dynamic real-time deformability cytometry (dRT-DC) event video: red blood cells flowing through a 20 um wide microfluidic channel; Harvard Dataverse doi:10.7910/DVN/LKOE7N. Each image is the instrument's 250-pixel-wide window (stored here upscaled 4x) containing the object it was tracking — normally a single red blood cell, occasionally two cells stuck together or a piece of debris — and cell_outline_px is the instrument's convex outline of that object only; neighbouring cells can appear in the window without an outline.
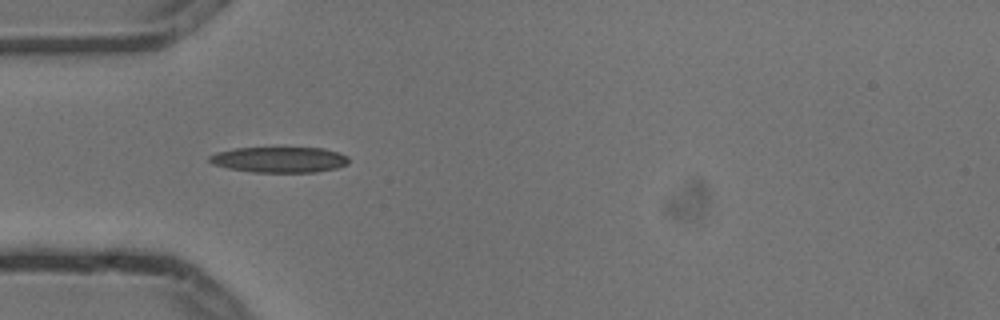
{"species": "common noctule bat (a hibernating species)", "species_latin": "Nyctalus noctula", "temperature_condition": "cold", "stored_images_in_passage": 3, "camera_frame_rate_fps": 3000, "um_per_image_px": 0.085, "animal": {"sex": "male", "body_mass_g": 13.3}, "frame": {"image": 1, "passage_image": 1, "time_ms": 0.0, "image_size_px": [1000, 320], "cell_outline_px": [[348, 164], [336, 168], [316, 172], [256, 172], [228, 168], [212, 164], [208, 160], [208, 156], [216, 152], [236, 148], [324, 148], [348, 156]], "centroid_in_image_um": [23.73, 13.57], "position_along_channel_um": 61.3, "area_um2": 20.75}}
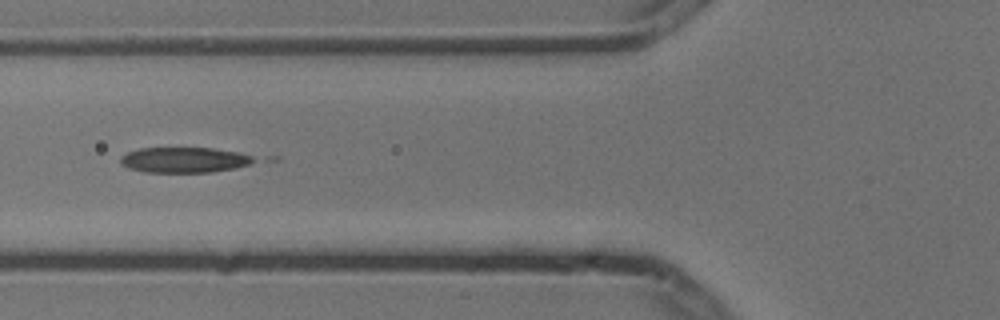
{"frame": {"image": 2, "passage_image": 2, "time_ms": 0.333, "image_size_px": [1000, 320], "cell_outline_px": [[256, 160], [248, 164], [236, 168], [212, 172], [144, 172], [128, 168], [120, 164], [120, 156], [128, 152], [140, 148], [212, 148], [236, 152], [252, 156]], "centroid_in_image_um": [15.61, 13.6], "position_along_channel_um": 110.2, "area_um2": 19.71}}
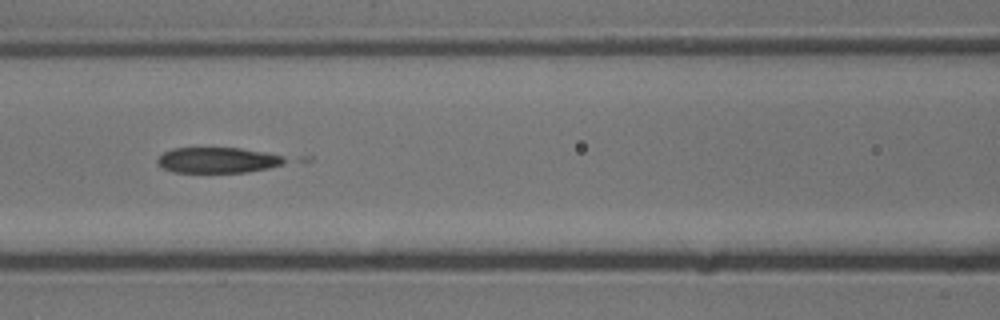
{"frame": {"image": 3, "passage_image": 3, "time_ms": 0.667, "image_size_px": [1000, 320], "cell_outline_px": [[292, 160], [284, 164], [268, 168], [248, 172], [172, 172], [156, 164], [156, 160], [164, 152], [172, 148], [240, 148], [264, 152], [284, 156]], "centroid_in_image_um": [18.55, 13.61], "position_along_channel_um": 148.1, "area_um2": 19.19}}